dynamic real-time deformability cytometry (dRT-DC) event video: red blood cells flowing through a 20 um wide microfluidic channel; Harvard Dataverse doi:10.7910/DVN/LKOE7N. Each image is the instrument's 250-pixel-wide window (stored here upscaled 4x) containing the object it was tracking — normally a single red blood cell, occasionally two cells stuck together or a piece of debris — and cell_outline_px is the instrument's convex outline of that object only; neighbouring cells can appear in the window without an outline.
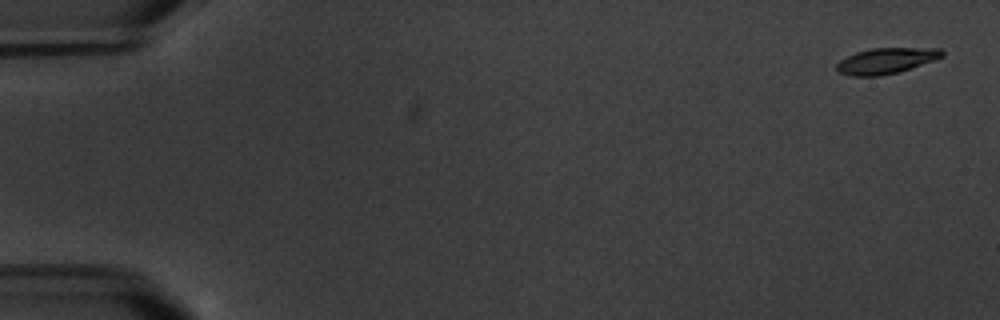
{"species": "common noctule bat (a hibernating species)", "species_latin": "Nyctalus noctula", "temperature_condition": "warm", "stored_images_in_passage": 7, "camera_frame_rate_fps": 3000, "um_per_image_px": 0.085, "animal": {"sex": "male", "body_mass_g": 20.1, "forearm_length_mm": 53.5}, "frame": {"image": 1, "passage_image": 1, "time_ms": 0.0, "image_size_px": [1000, 320], "cell_outline_px": [[944, 56], [896, 72], [876, 76], [852, 76], [840, 72], [836, 68], [836, 64], [840, 60], [856, 52], [872, 48], [940, 48], [944, 52]], "centroid_in_image_um": [75.29, 5.15], "position_along_channel_um": 9.7, "area_um2": 15.43}}
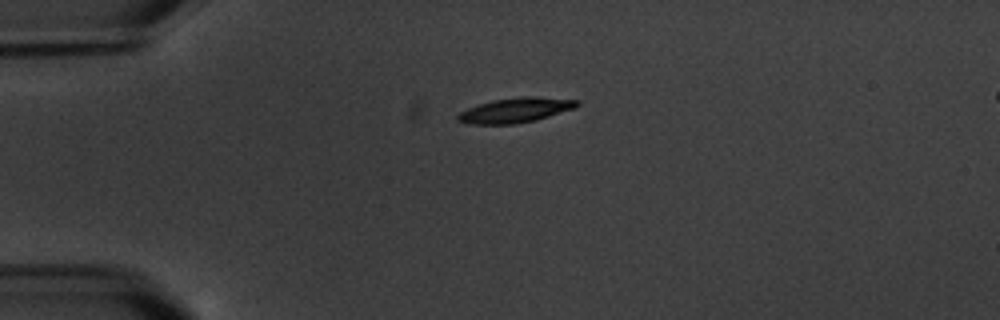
{"frame": {"image": 2, "passage_image": 5, "time_ms": 4.333, "image_size_px": [1000, 320], "cell_outline_px": [[580, 104], [576, 108], [536, 120], [512, 124], [472, 124], [456, 120], [456, 116], [460, 112], [468, 108], [492, 100], [524, 96], [536, 96], [580, 100]], "centroid_in_image_um": [43.86, 9.36], "position_along_channel_um": 41.1, "area_um2": 17.28}}